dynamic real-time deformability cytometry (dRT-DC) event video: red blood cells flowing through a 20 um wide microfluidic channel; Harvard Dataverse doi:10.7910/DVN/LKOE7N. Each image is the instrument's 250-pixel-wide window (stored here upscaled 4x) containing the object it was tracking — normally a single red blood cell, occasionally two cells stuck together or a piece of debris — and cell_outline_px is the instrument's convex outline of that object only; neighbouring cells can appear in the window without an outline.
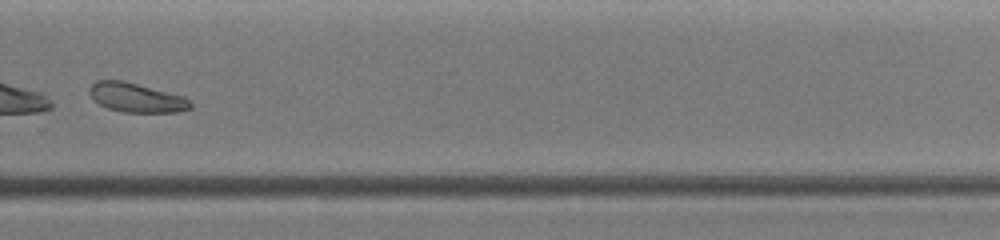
{"species": "common noctule bat (a hibernating species)", "species_latin": "Nyctalus noctula", "temperature_condition": "warm", "stored_images_in_passage": 26, "camera_frame_rate_fps": 3000, "um_per_image_px": 0.085, "animal": {"sex": "female", "body_mass_g": 19.0, "forearm_length_mm": 51.5}, "frame": {"image": 1, "passage_image": 16, "time_ms": 6.333, "image_size_px": [1000, 240], "cell_outline_px": [[192, 108], [176, 112], [120, 112], [108, 108], [100, 104], [88, 92], [88, 88], [96, 80], [124, 80], [184, 96], [192, 104]], "centroid_in_image_um": [11.58, 8.29], "position_along_channel_um": 318.2, "area_um2": 17.22}}